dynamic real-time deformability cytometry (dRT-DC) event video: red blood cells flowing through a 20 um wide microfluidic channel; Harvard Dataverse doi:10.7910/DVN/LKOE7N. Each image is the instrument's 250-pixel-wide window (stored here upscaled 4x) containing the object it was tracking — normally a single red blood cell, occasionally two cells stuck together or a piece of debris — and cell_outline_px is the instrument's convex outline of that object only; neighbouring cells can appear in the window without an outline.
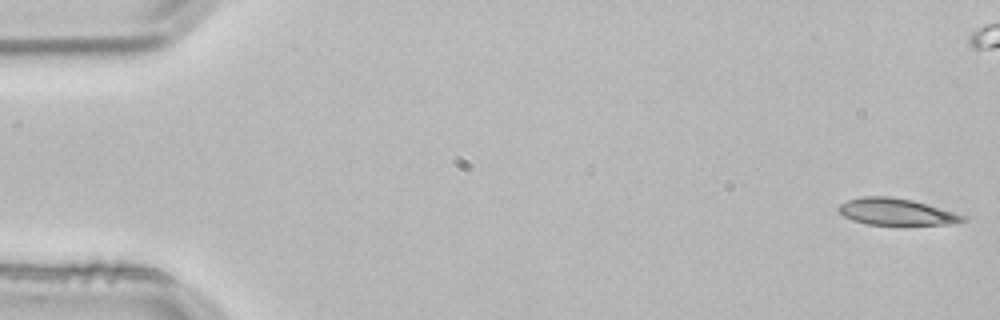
{"species": "common noctule bat (a hibernating species)", "species_latin": "Nyctalus noctula", "temperature_condition": "room temperature", "stored_images_in_passage": 3, "camera_frame_rate_fps": 3000, "um_per_image_px": 0.085, "animal": {"sex": "male", "body_mass_g": 21.5, "forearm_length_mm": 52.0}, "frame": {"image": 1, "passage_image": 3, "time_ms": 0.667, "image_size_px": [1000, 320], "cell_outline_px": [[964, 220], [956, 224], [864, 224], [852, 220], [844, 216], [836, 208], [840, 204], [848, 200], [864, 196], [888, 196], [912, 200], [952, 212], [964, 216]], "centroid_in_image_um": [76.11, 18.0], "position_along_channel_um": 8.9, "area_um2": 18.9}}